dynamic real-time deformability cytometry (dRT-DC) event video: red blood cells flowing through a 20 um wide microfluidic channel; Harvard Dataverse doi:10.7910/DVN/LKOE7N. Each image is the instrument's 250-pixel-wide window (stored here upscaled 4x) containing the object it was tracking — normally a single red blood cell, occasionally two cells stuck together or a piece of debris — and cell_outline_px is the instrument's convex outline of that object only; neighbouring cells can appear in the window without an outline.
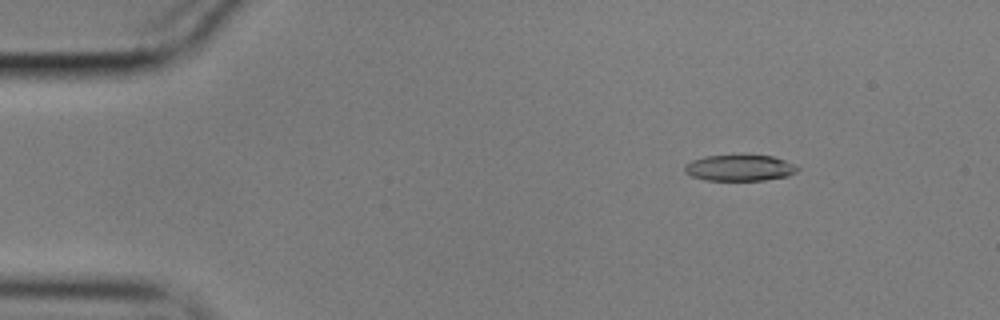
{"species": "common noctule bat (a hibernating species)", "species_latin": "Nyctalus noctula", "temperature_condition": "cold", "stored_images_in_passage": 56, "camera_frame_rate_fps": 3000, "um_per_image_px": 0.085, "animal": {"sex": "male", "body_mass_g": 17.9}, "frame": {"image": 1, "passage_image": 8, "time_ms": 2.333, "image_size_px": [1000, 320], "cell_outline_px": [[800, 168], [796, 172], [788, 176], [764, 180], [704, 180], [692, 176], [684, 172], [684, 164], [692, 160], [704, 156], [772, 156], [796, 164]], "centroid_in_image_um": [62.86, 14.28], "position_along_channel_um": 22.1, "area_um2": 17.11}}
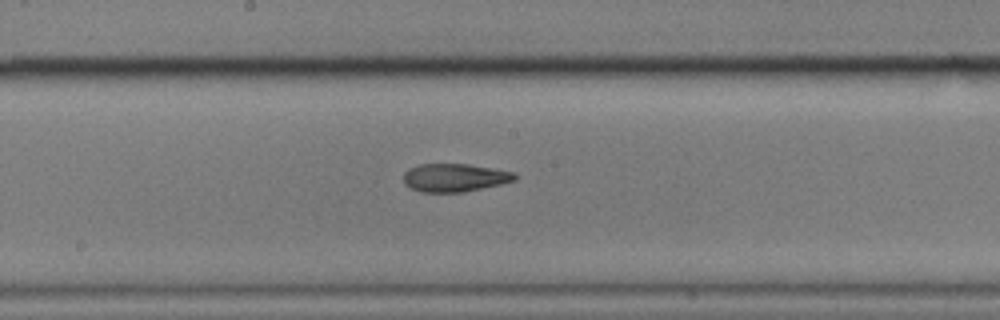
{"frame": {"image": 2, "passage_image": 30, "time_ms": 9.667, "image_size_px": [1000, 320], "cell_outline_px": [[516, 180], [500, 184], [464, 192], [420, 192], [404, 184], [404, 172], [408, 168], [420, 164], [468, 164], [516, 172]], "centroid_in_image_um": [38.64, 15.09], "position_along_channel_um": 209.6, "area_um2": 18.26}}
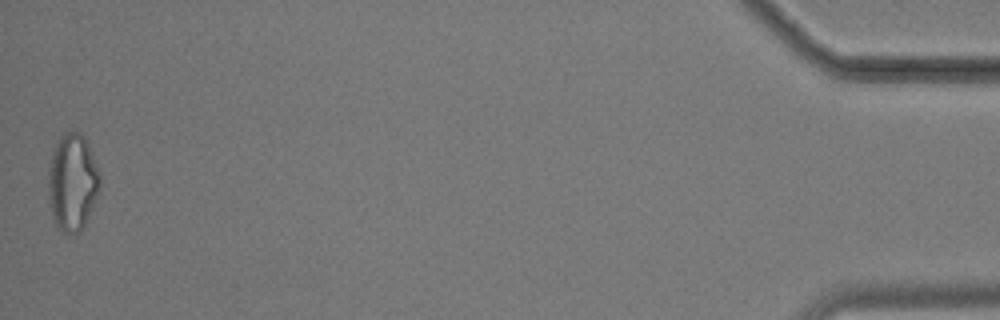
{"frame": {"image": 3, "passage_image": 56, "time_ms": 18.333, "image_size_px": [1000, 320], "cell_outline_px": [[100, 188], [92, 208], [80, 232], [76, 236], [64, 232], [56, 224], [52, 216], [48, 200], [48, 168], [52, 152], [60, 136], [64, 132], [80, 132], [88, 140], [100, 172]], "centroid_in_image_um": [6.16, 15.47], "position_along_channel_um": 429.0, "area_um2": 29.65}, "authors_computed_cell_mechanics": {"area_um2": 18.4382, "velocity_mm_per_s": 3.5891, "shape_relaxation_time_tau1_ms": 10.317, "shape_relaxation_time_tau2_ms": 9.4717, "deformation_change_tau1": 0.2733, "deformation_change_tau2": 0.175}}